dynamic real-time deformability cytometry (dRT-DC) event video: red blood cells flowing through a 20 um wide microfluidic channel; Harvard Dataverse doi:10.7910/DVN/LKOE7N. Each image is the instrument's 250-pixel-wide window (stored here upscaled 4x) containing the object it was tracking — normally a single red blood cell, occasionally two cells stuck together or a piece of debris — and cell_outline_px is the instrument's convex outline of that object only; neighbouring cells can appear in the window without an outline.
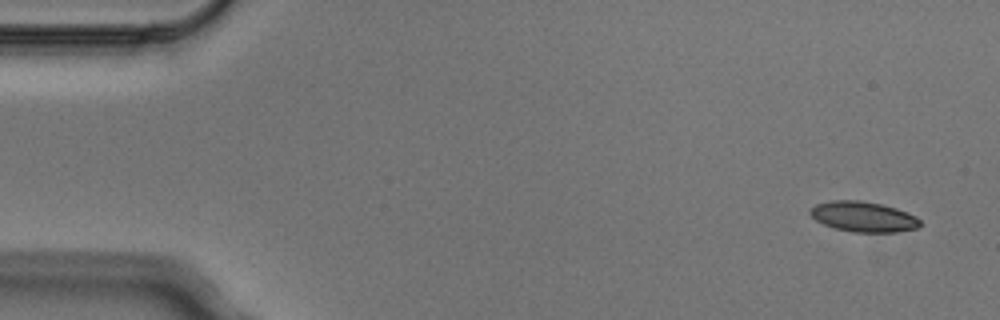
{"species": "Egyptian fruit bat (a non-hibernating species)", "species_latin": "Rousettus aegyptiacus", "temperature_condition": "cold", "stored_images_in_passage": 5, "segment_of_instrument_passage": [1, 2], "camera_frame_rate_fps": 3000, "um_per_image_px": 0.085, "animal": {"sex": "male"}, "frame": {"image": 1, "passage_image": 1, "time_ms": 0.0, "image_size_px": [1000, 320], "cell_outline_px": [[920, 228], [896, 232], [852, 232], [836, 228], [824, 224], [816, 220], [808, 212], [816, 204], [832, 200], [860, 200], [880, 204], [896, 208], [908, 212], [916, 216], [920, 220]], "centroid_in_image_um": [73.42, 18.42], "position_along_channel_um": 11.6, "area_um2": 19.42}}
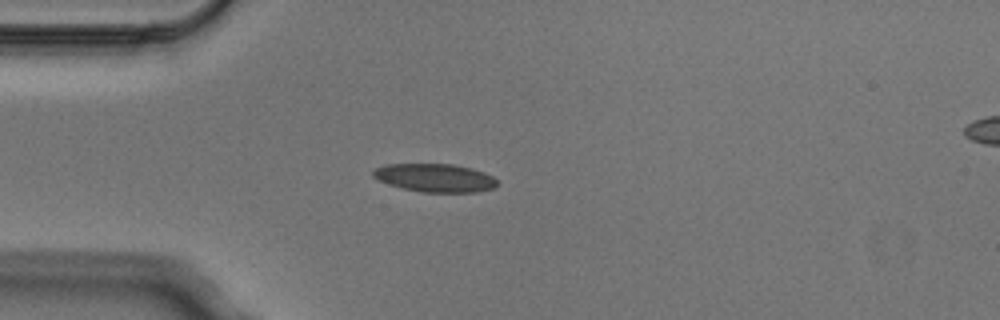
{"frame": {"image": 2, "passage_image": 4, "time_ms": 1.0, "image_size_px": [1000, 320], "cell_outline_px": [[496, 184], [492, 188], [476, 192], [420, 192], [388, 184], [376, 180], [372, 176], [372, 172], [376, 168], [384, 164], [452, 164], [472, 168], [484, 172], [492, 176], [496, 180]], "centroid_in_image_um": [36.93, 15.11], "position_along_channel_um": 48.1, "area_um2": 20.4}}